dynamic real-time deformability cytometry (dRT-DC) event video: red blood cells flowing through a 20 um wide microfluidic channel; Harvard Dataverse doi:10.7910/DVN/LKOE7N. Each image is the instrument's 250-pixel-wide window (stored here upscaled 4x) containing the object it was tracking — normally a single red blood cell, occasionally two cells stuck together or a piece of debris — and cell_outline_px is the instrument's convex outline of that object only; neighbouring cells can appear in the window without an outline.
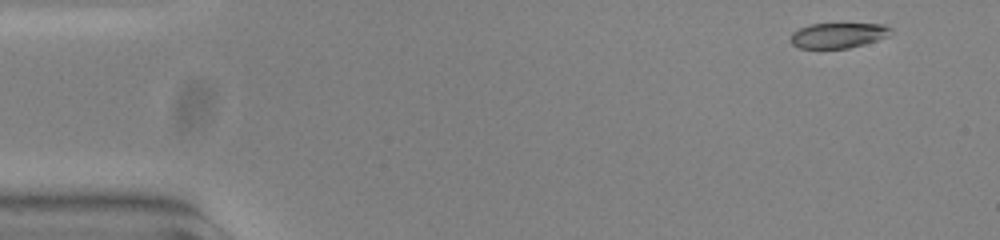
{"species": "common noctule bat (a hibernating species)", "species_latin": "Nyctalus noctula", "temperature_condition": "warm", "stored_images_in_passage": 51, "camera_frame_rate_fps": 3000, "um_per_image_px": 0.085, "animal": {"sex": "female", "body_mass_g": 23.0, "forearm_length_mm": 53.4}, "frame": {"image": 1, "passage_image": 1, "time_ms": 0.0, "image_size_px": [1000, 240], "cell_outline_px": [[892, 28], [888, 36], [864, 44], [848, 48], [800, 48], [792, 44], [792, 32], [808, 24], [884, 24]], "centroid_in_image_um": [71.25, 3.0], "position_along_channel_um": 13.8, "area_um2": 14.57}}
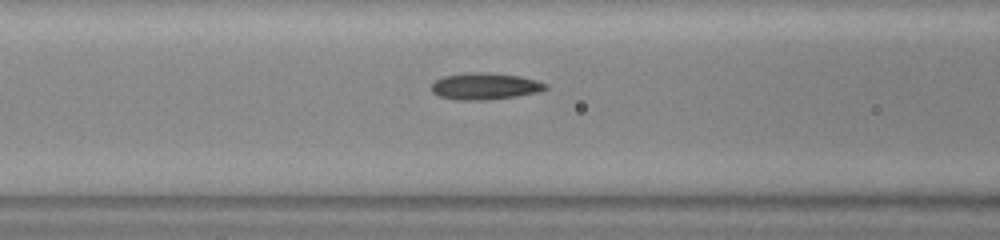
{"frame": {"image": 2, "passage_image": 19, "time_ms": 6.0, "image_size_px": [1000, 240], "cell_outline_px": [[548, 88], [536, 92], [512, 96], [480, 100], [460, 100], [440, 96], [432, 92], [432, 84], [436, 80], [444, 76], [468, 72], [484, 72], [520, 76], [536, 80], [548, 84]], "centroid_in_image_um": [41.21, 7.31], "position_along_channel_um": 125.4, "area_um2": 17.4}}
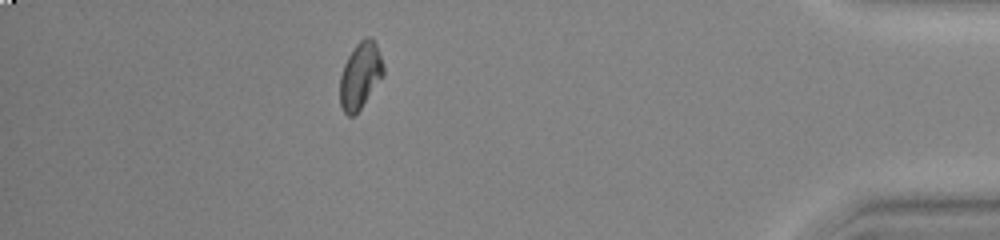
{"frame": {"image": 3, "passage_image": 45, "time_ms": 14.667, "image_size_px": [1000, 240], "cell_outline_px": [[384, 72], [360, 108], [352, 116], [348, 116], [344, 112], [340, 104], [340, 76], [344, 64], [348, 56], [356, 44], [364, 36], [372, 36], [376, 44], [384, 64]], "centroid_in_image_um": [30.61, 6.36], "position_along_channel_um": 404.6, "area_um2": 16.53}, "authors_computed_cell_mechanics": {"area_um2": 16.6464, "velocity_mm_per_s": 3.7915, "shape_relaxation_time_tau1_ms": 5.0839, "shape_relaxation_time_tau2_ms": 3.1357, "deformation_change_tau1": 0.1567, "deformation_change_tau2": 0.077}}